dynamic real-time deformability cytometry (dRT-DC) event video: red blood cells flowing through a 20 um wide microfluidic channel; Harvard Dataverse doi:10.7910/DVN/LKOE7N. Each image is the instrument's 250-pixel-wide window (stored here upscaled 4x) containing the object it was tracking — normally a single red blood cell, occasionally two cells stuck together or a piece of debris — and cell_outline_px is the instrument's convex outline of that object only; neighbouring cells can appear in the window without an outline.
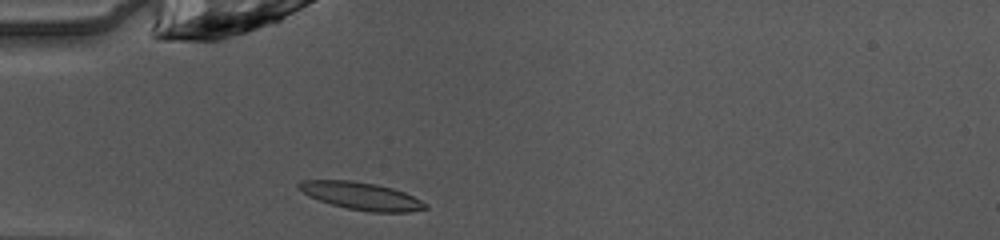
{"species": "common noctule bat (a hibernating species)", "species_latin": "Nyctalus noctula", "temperature_condition": "warm", "stored_images_in_passage": 35, "camera_frame_rate_fps": 3000, "um_per_image_px": 0.085, "animal": {"sex": "female", "body_mass_g": 10.0, "forearm_length_mm": 53.1}, "frame": {"image": 1, "passage_image": 1, "time_ms": 0.0, "image_size_px": [1000, 240], "cell_outline_px": [[428, 208], [408, 212], [372, 212], [348, 208], [332, 204], [308, 196], [296, 184], [304, 180], [352, 180], [376, 184], [392, 188], [404, 192], [428, 204]], "centroid_in_image_um": [30.73, 16.65], "position_along_channel_um": 54.3, "area_um2": 20.06}}
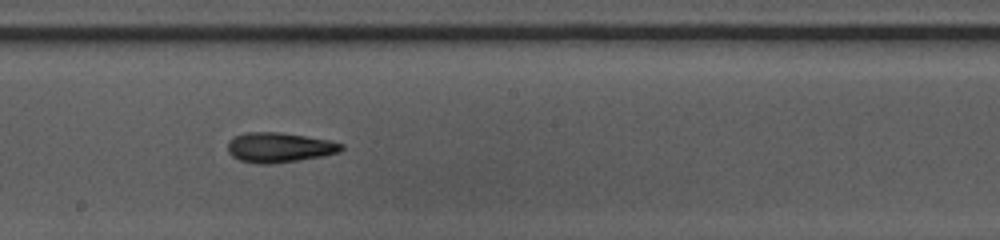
{"frame": {"image": 2, "passage_image": 14, "time_ms": 4.333, "image_size_px": [1000, 240], "cell_outline_px": [[344, 148], [340, 152], [320, 156], [272, 164], [256, 164], [240, 160], [232, 156], [228, 152], [228, 140], [232, 136], [244, 132], [280, 132], [328, 140], [344, 144]], "centroid_in_image_um": [23.69, 12.52], "position_along_channel_um": 224.5, "area_um2": 19.83}}
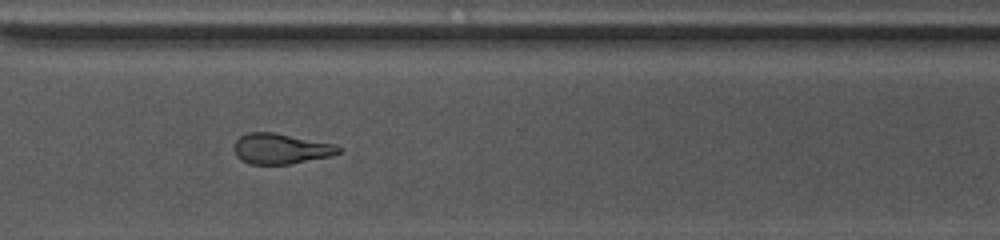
{"frame": {"image": 3, "passage_image": 23, "time_ms": 7.333, "image_size_px": [1000, 240], "cell_outline_px": [[344, 148], [340, 152], [328, 156], [288, 164], [248, 164], [240, 160], [236, 156], [232, 148], [236, 140], [240, 136], [248, 132], [276, 132], [336, 144]], "centroid_in_image_um": [23.84, 12.62], "position_along_channel_um": 346.8, "area_um2": 18.79}, "authors_computed_cell_mechanics": {"area_um2": 19.5364, "velocity_mm_per_s": 4.0959, "shape_relaxation_time_tau1_ms": 3.8536, "shape_relaxation_time_tau2_ms": 4.5452, "deformation_change_tau1": 0.1515, "deformation_change_tau2": 0.1203}}